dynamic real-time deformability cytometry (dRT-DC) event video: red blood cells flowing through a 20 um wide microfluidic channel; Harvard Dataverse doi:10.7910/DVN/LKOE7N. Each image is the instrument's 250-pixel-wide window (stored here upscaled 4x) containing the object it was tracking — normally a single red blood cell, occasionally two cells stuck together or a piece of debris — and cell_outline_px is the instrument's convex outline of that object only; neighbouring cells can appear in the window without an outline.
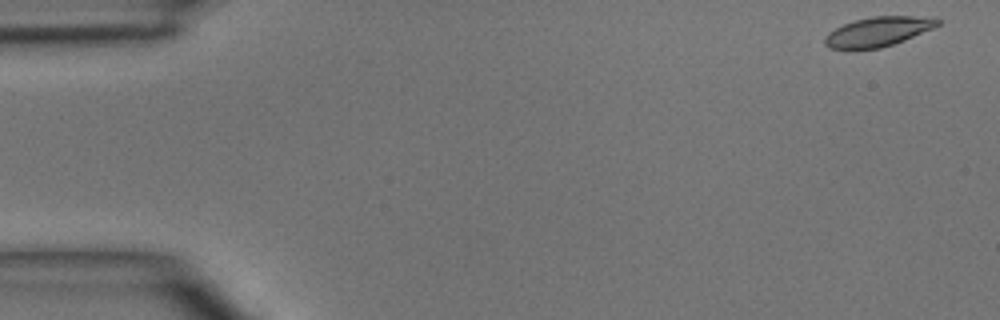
{"species": "common noctule bat (a hibernating species)", "species_latin": "Nyctalus noctula", "temperature_condition": "room temperature", "stored_images_in_passage": 4, "camera_frame_rate_fps": 3000, "um_per_image_px": 0.085, "animal": {"sex": "male", "body_mass_g": 15.6}, "frame": {"image": 1, "passage_image": 1, "time_ms": 0.0, "image_size_px": [1000, 320], "cell_outline_px": [[940, 24], [932, 28], [904, 40], [880, 48], [848, 52], [828, 48], [824, 44], [824, 36], [828, 32], [844, 24], [856, 20], [872, 16], [912, 16], [940, 20]], "centroid_in_image_um": [74.5, 2.74], "position_along_channel_um": 10.5, "area_um2": 19.65}}
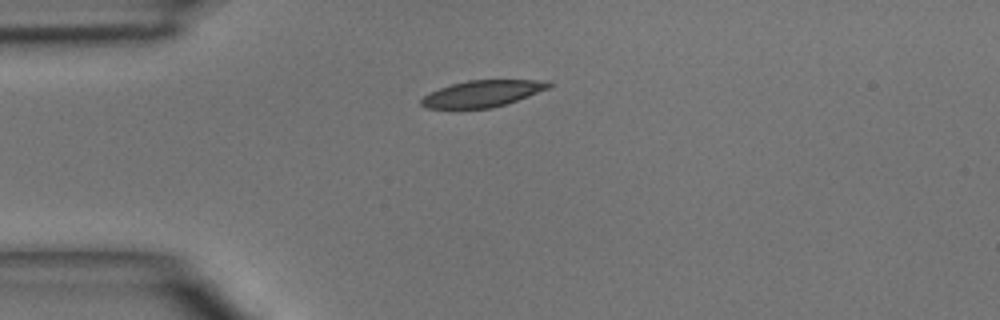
{"frame": {"image": 2, "passage_image": 3, "time_ms": 3.333, "image_size_px": [1000, 320], "cell_outline_px": [[552, 84], [548, 88], [528, 96], [504, 104], [488, 108], [428, 108], [420, 104], [420, 100], [428, 92], [452, 84], [468, 80], [552, 80]], "centroid_in_image_um": [41.0, 7.94], "position_along_channel_um": 44.0, "area_um2": 19.48}}